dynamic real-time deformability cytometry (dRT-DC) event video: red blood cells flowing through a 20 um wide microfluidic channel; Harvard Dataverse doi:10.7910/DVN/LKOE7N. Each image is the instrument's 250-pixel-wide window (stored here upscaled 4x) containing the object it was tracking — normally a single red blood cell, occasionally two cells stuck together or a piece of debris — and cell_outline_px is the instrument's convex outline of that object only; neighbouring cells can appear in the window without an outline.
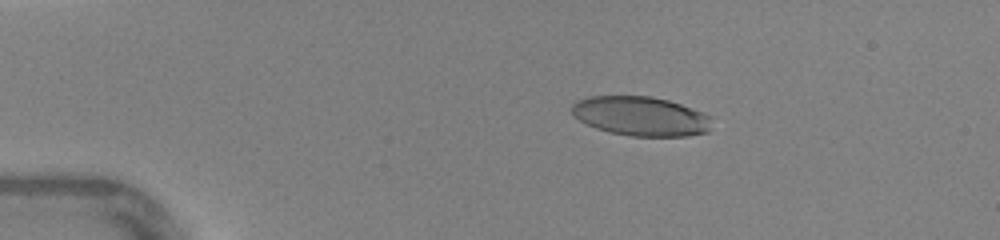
{"species": "human", "species_latin": "Homo sapiens", "temperature_condition": "warm", "stored_images_in_passage": 39, "camera_frame_rate_fps": 3000, "um_per_image_px": 0.085, "donor": {"sex": "female"}, "frame": {"image": 1, "passage_image": 2, "time_ms": 0.333, "image_size_px": [1000, 240], "cell_outline_px": [[708, 132], [688, 136], [632, 136], [608, 132], [596, 128], [572, 116], [572, 104], [576, 100], [588, 96], [652, 96], [668, 100], [680, 104], [700, 112], [708, 116]], "centroid_in_image_um": [54.38, 9.87], "position_along_channel_um": 30.6, "area_um2": 31.85}}
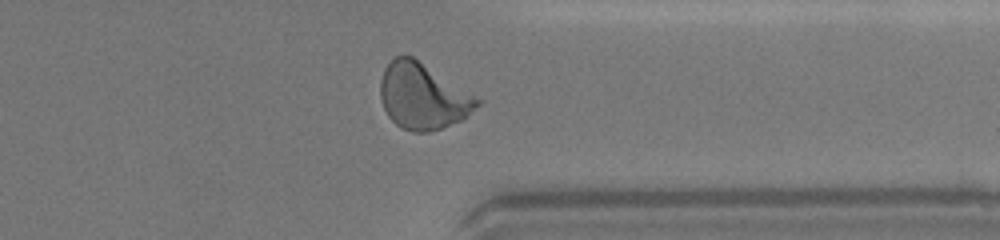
{"frame": {"image": 2, "passage_image": 30, "time_ms": 9.667, "image_size_px": [1000, 240], "cell_outline_px": [[484, 100], [468, 116], [460, 120], [440, 128], [428, 132], [412, 132], [400, 128], [388, 116], [384, 108], [380, 96], [380, 80], [384, 68], [396, 56], [412, 56]], "centroid_in_image_um": [35.95, 8.19], "position_along_channel_um": 375.4, "area_um2": 37.22}}
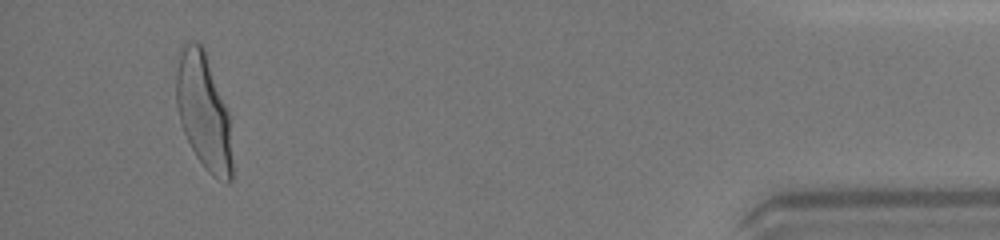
{"frame": {"image": 3, "passage_image": 37, "time_ms": 12.0, "image_size_px": [1000, 240], "cell_outline_px": [[232, 180], [228, 184], [212, 176], [208, 172], [196, 156], [184, 132], [180, 120], [176, 104], [176, 72], [180, 56], [184, 44], [192, 40], [200, 44], [204, 48], [228, 112], [232, 164]], "centroid_in_image_um": [17.31, 9.51], "position_along_channel_um": 417.9, "area_um2": 37.34}, "authors_computed_cell_mechanics": {"area_um2": 35.547, "velocity_mm_per_s": 4.3888, "shape_relaxation_time_tau1_ms": 3.2956, "shape_relaxation_time_tau2_ms": null, "deformation_change_tau1": 0.1885, "deformation_change_tau2": null}}